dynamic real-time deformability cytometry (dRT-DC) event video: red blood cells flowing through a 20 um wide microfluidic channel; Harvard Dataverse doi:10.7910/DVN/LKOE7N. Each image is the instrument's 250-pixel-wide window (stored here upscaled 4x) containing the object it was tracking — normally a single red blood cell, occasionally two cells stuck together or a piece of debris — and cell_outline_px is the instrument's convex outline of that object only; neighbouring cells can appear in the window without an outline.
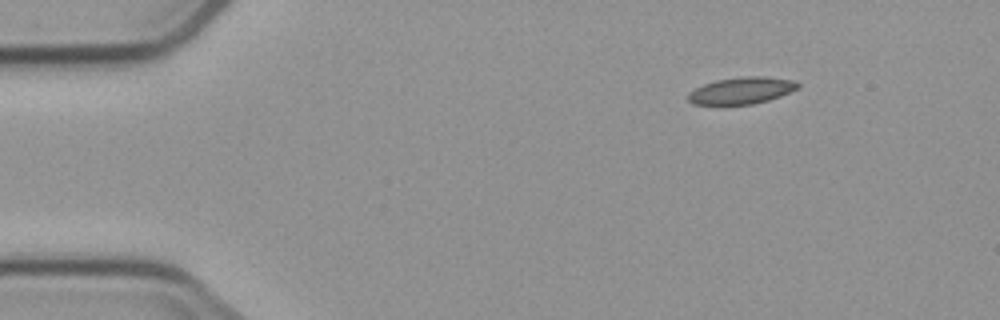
{"species": "common noctule bat (a hibernating species)", "species_latin": "Nyctalus noctula", "temperature_condition": "cold", "stored_images_in_passage": 3, "camera_frame_rate_fps": 3000, "um_per_image_px": 0.085, "animal": {"sex": "male", "body_mass_g": 23.1, "forearm_length_mm": 52.7}, "frame": {"image": 1, "passage_image": 1, "time_ms": 0.0, "image_size_px": [1000, 320], "cell_outline_px": [[800, 84], [796, 88], [780, 96], [768, 100], [752, 104], [692, 104], [688, 100], [688, 92], [704, 84], [716, 80], [744, 76], [764, 76], [792, 80]], "centroid_in_image_um": [63.0, 7.69], "position_along_channel_um": 22.0, "area_um2": 16.88}}